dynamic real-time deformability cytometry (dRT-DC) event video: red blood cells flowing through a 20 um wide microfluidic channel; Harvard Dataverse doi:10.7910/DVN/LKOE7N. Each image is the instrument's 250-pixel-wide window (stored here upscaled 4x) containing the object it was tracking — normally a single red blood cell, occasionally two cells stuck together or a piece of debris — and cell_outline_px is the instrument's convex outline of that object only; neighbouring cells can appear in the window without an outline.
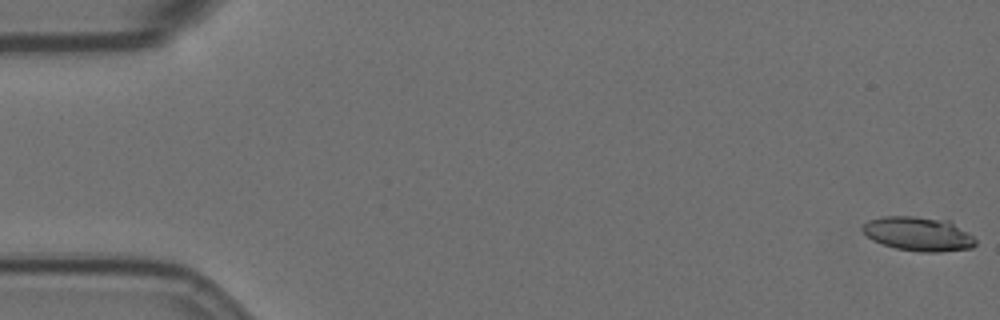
{"species": "Egyptian fruit bat (a non-hibernating species)", "species_latin": "Rousettus aegyptiacus", "temperature_condition": "room temperature", "stored_images_in_passage": 58, "camera_frame_rate_fps": 3000, "um_per_image_px": 0.085, "animal": {"sex": "female"}, "frame": {"image": 1, "passage_image": 1, "time_ms": 0.0, "image_size_px": [1000, 320], "cell_outline_px": [[976, 244], [972, 248], [940, 252], [920, 252], [896, 248], [872, 240], [860, 228], [868, 220], [884, 216], [912, 216], [948, 220], [972, 236], [976, 240]], "centroid_in_image_um": [78.05, 19.88], "position_along_channel_um": 7.0, "area_um2": 22.31}}
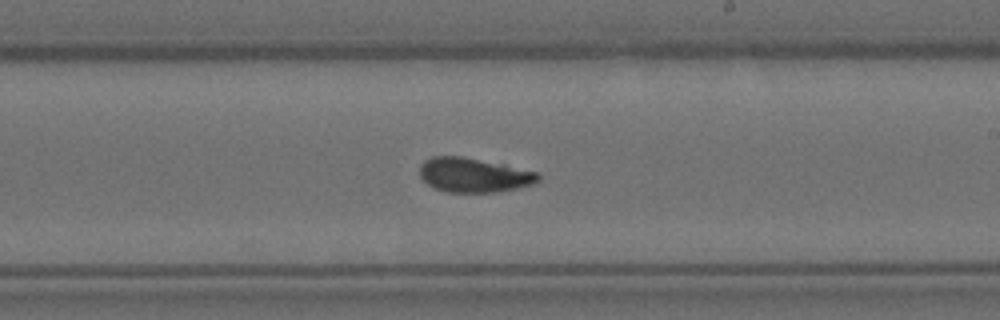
{"frame": {"image": 2, "passage_image": 34, "time_ms": 11.0, "image_size_px": [1000, 320], "cell_outline_px": [[540, 180], [532, 184], [520, 188], [496, 192], [444, 192], [428, 184], [420, 176], [420, 164], [424, 160], [432, 156], [460, 156], [504, 164], [536, 172], [540, 176]], "centroid_in_image_um": [40.27, 14.88], "position_along_channel_um": 248.7, "area_um2": 23.76}}
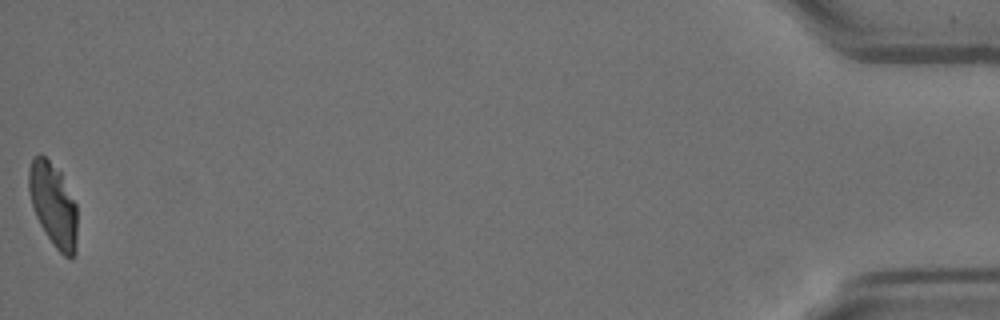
{"frame": {"image": 3, "passage_image": 58, "time_ms": 19.0, "image_size_px": [1000, 320], "cell_outline_px": [[76, 252], [72, 256], [64, 256], [56, 248], [40, 224], [36, 216], [32, 204], [28, 188], [28, 168], [32, 156], [40, 152], [60, 172], [76, 204]], "centroid_in_image_um": [4.5, 17.34], "position_along_channel_um": 430.7, "area_um2": 23.35}}